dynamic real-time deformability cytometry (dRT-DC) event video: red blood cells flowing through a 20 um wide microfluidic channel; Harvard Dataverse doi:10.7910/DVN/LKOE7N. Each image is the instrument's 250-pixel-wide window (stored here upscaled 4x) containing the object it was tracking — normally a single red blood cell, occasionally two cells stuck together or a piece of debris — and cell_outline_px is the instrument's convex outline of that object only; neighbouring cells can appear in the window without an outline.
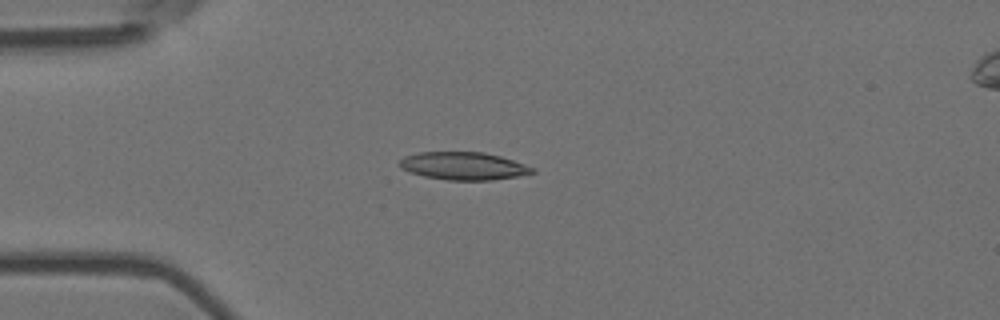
{"species": "Egyptian fruit bat (a non-hibernating species)", "species_latin": "Rousettus aegyptiacus", "temperature_condition": "room temperature", "stored_images_in_passage": 6, "camera_frame_rate_fps": 3000, "um_per_image_px": 0.085, "animal": {"sex": "female"}, "frame": {"image": 1, "passage_image": 3, "time_ms": 0.667, "image_size_px": [1000, 320], "cell_outline_px": [[536, 172], [516, 176], [492, 180], [448, 180], [424, 176], [400, 168], [400, 160], [404, 156], [420, 152], [484, 152], [500, 156], [536, 168]], "centroid_in_image_um": [39.41, 14.1], "position_along_channel_um": 45.6, "area_um2": 21.33}}
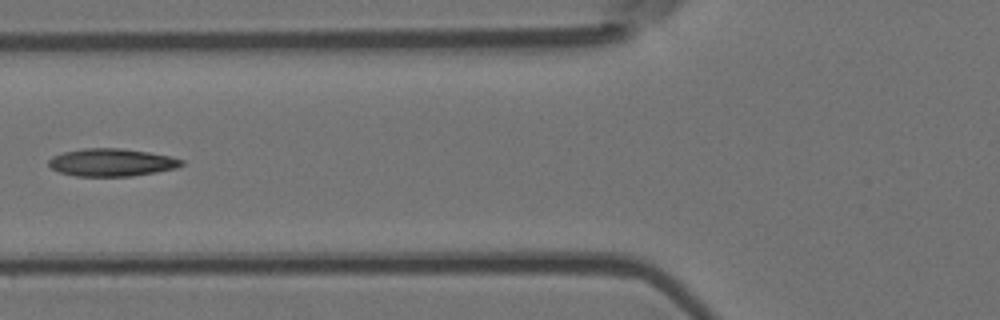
{"frame": {"image": 2, "passage_image": 5, "time_ms": 1.333, "image_size_px": [1000, 320], "cell_outline_px": [[184, 164], [176, 168], [156, 172], [132, 176], [76, 176], [60, 172], [52, 168], [48, 164], [48, 160], [52, 156], [64, 152], [84, 148], [120, 148], [148, 152], [168, 156], [184, 160]], "centroid_in_image_um": [9.48, 13.8], "position_along_channel_um": 116.3, "area_um2": 21.33}}
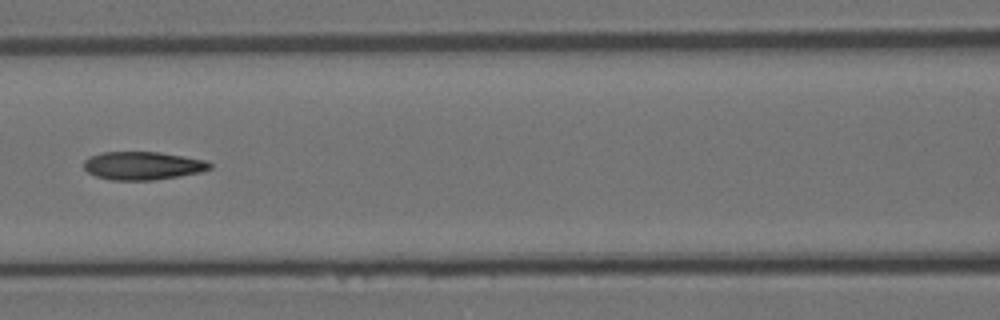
{"frame": {"image": 3, "passage_image": 6, "time_ms": 1.667, "image_size_px": [1000, 320], "cell_outline_px": [[212, 168], [200, 172], [180, 176], [152, 180], [108, 180], [96, 176], [88, 172], [84, 168], [84, 160], [88, 156], [100, 152], [160, 152], [208, 160], [212, 164]], "centroid_in_image_um": [12.13, 14.08], "position_along_channel_um": 154.5, "area_um2": 20.92}}